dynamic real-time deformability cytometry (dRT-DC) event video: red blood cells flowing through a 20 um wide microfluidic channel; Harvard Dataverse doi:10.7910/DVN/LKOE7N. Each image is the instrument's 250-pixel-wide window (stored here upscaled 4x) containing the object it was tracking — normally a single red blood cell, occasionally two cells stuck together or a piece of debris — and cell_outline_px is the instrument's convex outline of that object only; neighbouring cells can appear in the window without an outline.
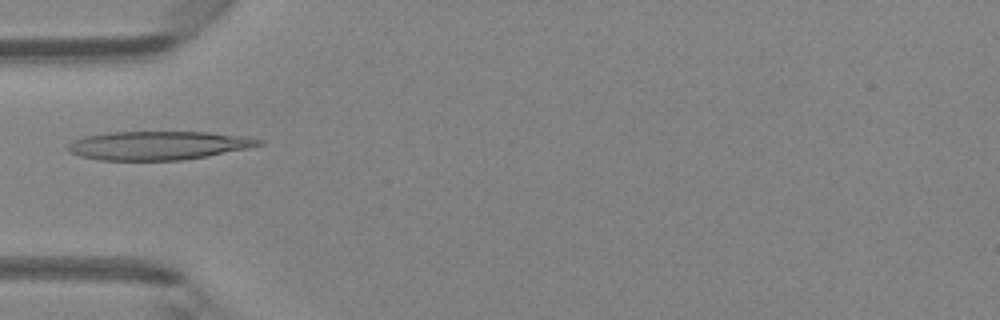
{"species": "Egyptian fruit bat (a non-hibernating species)", "species_latin": "Rousettus aegyptiacus", "temperature_condition": "room temperature", "stored_images_in_passage": 2, "camera_frame_rate_fps": 3000, "um_per_image_px": 0.085, "animal": {"sex": "female"}, "frame": {"image": 1, "passage_image": 2, "time_ms": 1.333, "image_size_px": [1000, 320], "cell_outline_px": [[264, 144], [248, 148], [208, 156], [184, 160], [100, 160], [80, 156], [68, 152], [68, 144], [72, 140], [84, 136], [112, 132], [208, 132], [244, 136], [264, 140]], "centroid_in_image_um": [13.46, 12.36], "position_along_channel_um": 71.5, "area_um2": 31.96}}